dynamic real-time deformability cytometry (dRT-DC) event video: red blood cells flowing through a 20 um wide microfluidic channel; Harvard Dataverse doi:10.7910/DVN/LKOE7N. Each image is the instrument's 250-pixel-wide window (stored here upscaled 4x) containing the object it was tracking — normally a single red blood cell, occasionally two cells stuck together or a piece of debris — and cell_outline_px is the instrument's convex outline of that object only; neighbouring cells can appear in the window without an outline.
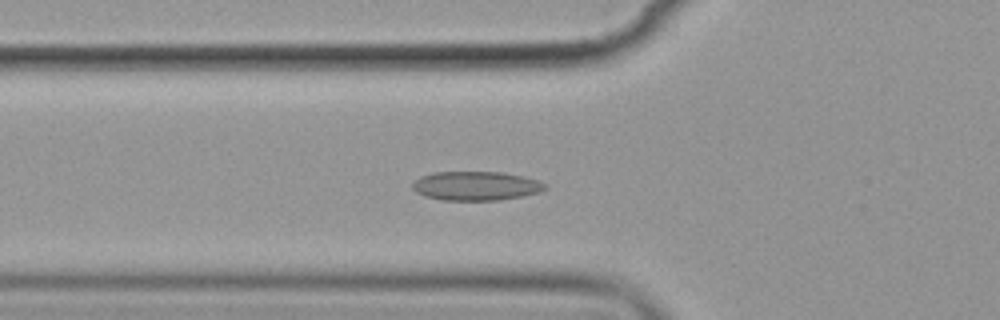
{"species": "common noctule bat (a hibernating species)", "species_latin": "Nyctalus noctula", "temperature_condition": "cold", "stored_images_in_passage": 44, "camera_frame_rate_fps": 3000, "um_per_image_px": 0.085, "animal": {"sex": "female", "body_mass_g": 19.9}, "frame": {"image": 1, "passage_image": 8, "time_ms": 2.333, "image_size_px": [1000, 320], "cell_outline_px": [[548, 188], [540, 192], [500, 200], [444, 200], [424, 196], [416, 192], [412, 188], [412, 184], [420, 176], [432, 172], [500, 172], [520, 176], [536, 180], [548, 184]], "centroid_in_image_um": [40.44, 15.8], "position_along_channel_um": 85.4, "area_um2": 22.37}}
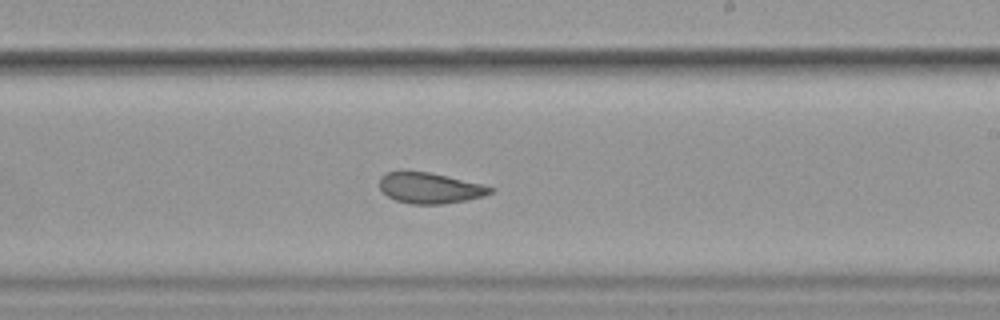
{"frame": {"image": 2, "passage_image": 22, "time_ms": 7.0, "image_size_px": [1000, 320], "cell_outline_px": [[496, 188], [492, 192], [484, 196], [468, 200], [444, 204], [412, 204], [396, 200], [388, 196], [380, 188], [380, 176], [388, 172], [428, 172], [484, 184]], "centroid_in_image_um": [36.6, 15.99], "position_along_channel_um": 252.4, "area_um2": 19.77}}
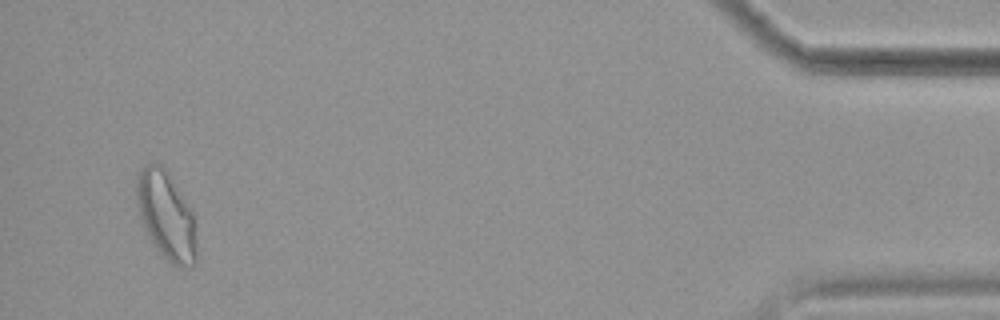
{"frame": {"image": 3, "passage_image": 42, "time_ms": 13.667, "image_size_px": [1000, 320], "cell_outline_px": [[196, 264], [192, 268], [180, 268], [164, 260], [160, 256], [152, 244], [144, 228], [136, 204], [136, 176], [140, 168], [144, 164], [160, 164], [168, 172], [192, 212], [196, 252]], "centroid_in_image_um": [14.09, 18.37], "position_along_channel_um": 421.1, "area_um2": 31.04}, "authors_computed_cell_mechanics": {"area_um2": 21.7328, "velocity_mm_per_s": 3.5862, "shape_relaxation_time_tau1_ms": null, "shape_relaxation_time_tau2_ms": 3.0289, "deformation_change_tau1": null, "deformation_change_tau2": 0.0742}}